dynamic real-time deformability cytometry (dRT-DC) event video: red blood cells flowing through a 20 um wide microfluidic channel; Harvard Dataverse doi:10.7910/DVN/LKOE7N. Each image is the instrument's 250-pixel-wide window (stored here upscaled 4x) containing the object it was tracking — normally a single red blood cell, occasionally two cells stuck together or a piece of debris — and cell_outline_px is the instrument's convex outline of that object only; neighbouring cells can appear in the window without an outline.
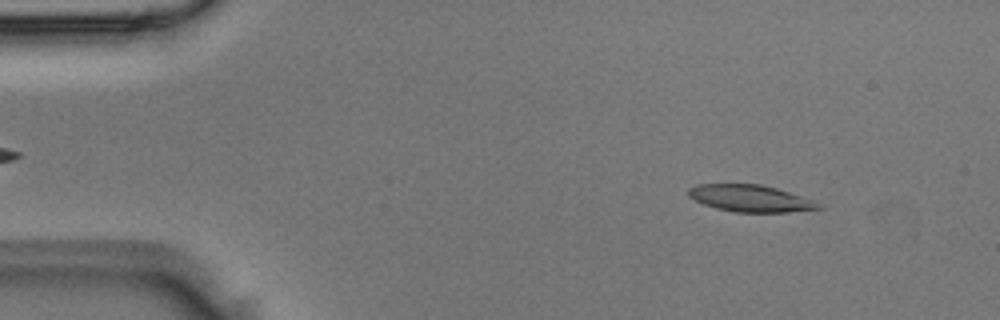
{"species": "Egyptian fruit bat (a non-hibernating species)", "species_latin": "Rousettus aegyptiacus", "temperature_condition": "room temperature", "stored_images_in_passage": 2, "camera_frame_rate_fps": 3000, "um_per_image_px": 0.085, "animal": {"sex": "male"}, "frame": {"image": 1, "passage_image": 1, "time_ms": 0.0, "image_size_px": [1000, 320], "cell_outline_px": [[824, 208], [788, 212], [736, 212], [716, 208], [704, 204], [688, 196], [688, 188], [696, 184], [760, 184], [776, 188], [800, 196], [820, 204]], "centroid_in_image_um": [63.74, 16.86], "position_along_channel_um": 21.3, "area_um2": 20.11}}